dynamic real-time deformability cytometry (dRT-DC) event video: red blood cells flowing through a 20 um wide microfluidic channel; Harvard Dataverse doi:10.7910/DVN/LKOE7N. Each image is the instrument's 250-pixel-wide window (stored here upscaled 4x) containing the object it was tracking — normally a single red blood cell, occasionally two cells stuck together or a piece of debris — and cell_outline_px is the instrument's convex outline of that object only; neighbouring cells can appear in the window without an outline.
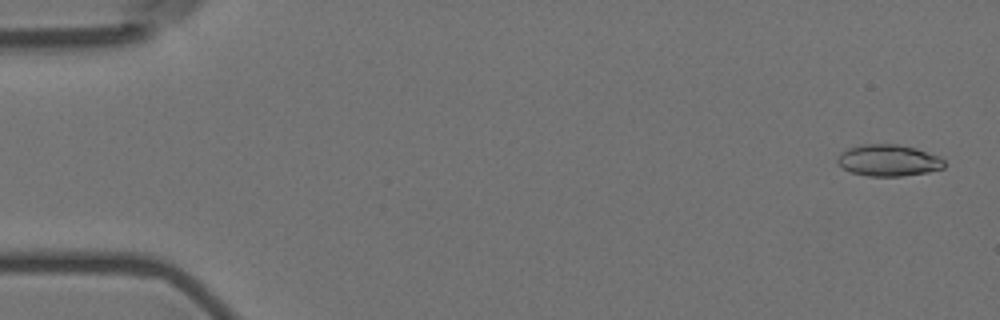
{"species": "Egyptian fruit bat (a non-hibernating species)", "species_latin": "Rousettus aegyptiacus", "temperature_condition": "room temperature", "stored_images_in_passage": 55, "camera_frame_rate_fps": 3000, "um_per_image_px": 0.085, "animal": {"sex": "female"}, "frame": {"image": 1, "passage_image": 1, "time_ms": 0.0, "image_size_px": [1000, 320], "cell_outline_px": [[944, 168], [928, 172], [900, 176], [868, 176], [852, 172], [844, 168], [836, 160], [840, 152], [848, 148], [860, 144], [896, 144], [916, 148], [940, 156], [944, 160]], "centroid_in_image_um": [75.53, 13.62], "position_along_channel_um": 9.5, "area_um2": 19.65}}
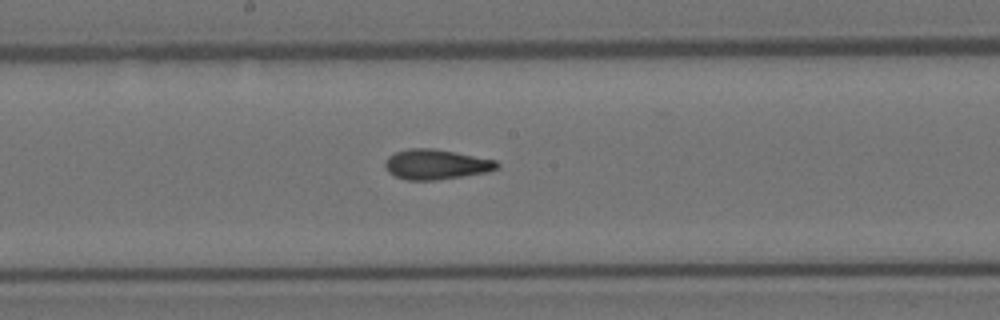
{"frame": {"image": 2, "passage_image": 29, "time_ms": 9.333, "image_size_px": [1000, 320], "cell_outline_px": [[500, 164], [496, 168], [488, 172], [436, 180], [408, 180], [396, 176], [388, 172], [384, 164], [388, 156], [396, 152], [408, 148], [436, 148], [496, 160]], "centroid_in_image_um": [37.06, 13.96], "position_along_channel_um": 211.1, "area_um2": 19.59}}
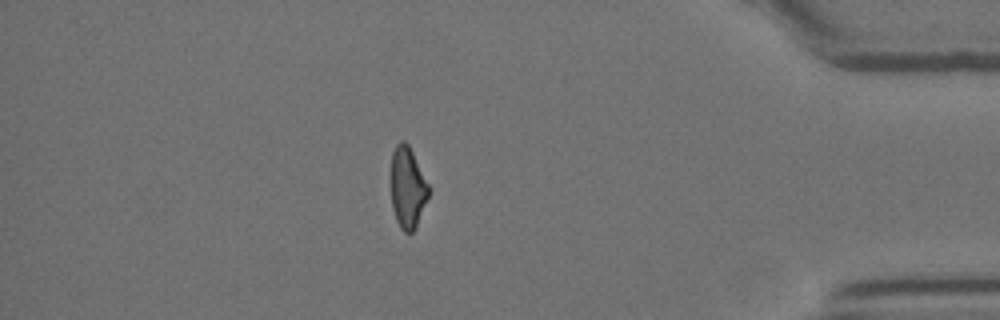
{"frame": {"image": 3, "passage_image": 48, "time_ms": 15.667, "image_size_px": [1000, 320], "cell_outline_px": [[428, 196], [416, 228], [412, 232], [404, 232], [400, 228], [396, 220], [392, 208], [392, 152], [396, 144], [400, 140], [404, 140], [408, 144], [428, 184]], "centroid_in_image_um": [34.63, 15.96], "position_along_channel_um": 400.6, "area_um2": 17.51}, "authors_computed_cell_mechanics": {"area_um2": 19.4786, "velocity_mm_per_s": 3.61, "shape_relaxation_time_tau1_ms": 7.8034, "shape_relaxation_time_tau2_ms": 1.8521, "deformation_change_tau1": 0.1778, "deformation_change_tau2": 0.0859}}